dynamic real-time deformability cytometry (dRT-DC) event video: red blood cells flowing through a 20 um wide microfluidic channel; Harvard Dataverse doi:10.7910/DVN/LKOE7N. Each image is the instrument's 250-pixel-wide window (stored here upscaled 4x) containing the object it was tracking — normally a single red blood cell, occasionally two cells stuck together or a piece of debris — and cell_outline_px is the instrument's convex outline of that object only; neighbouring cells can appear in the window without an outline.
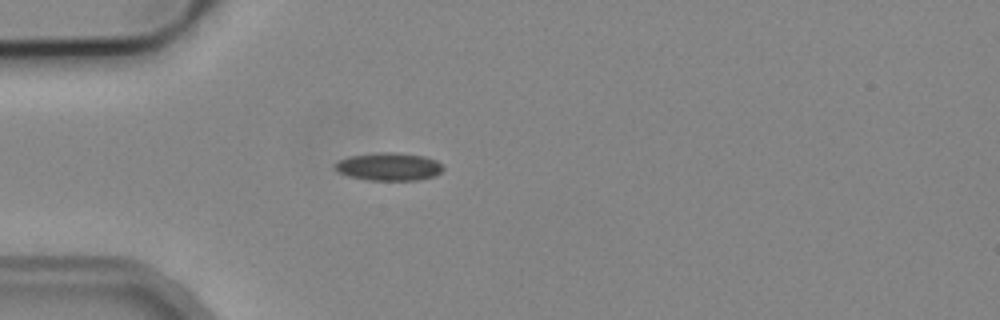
{"species": "common noctule bat (a hibernating species)", "species_latin": "Nyctalus noctula", "temperature_condition": "cold", "stored_images_in_passage": 2, "camera_frame_rate_fps": 3000, "um_per_image_px": 0.085, "animal": {"sex": "male", "body_mass_g": 19.2, "forearm_length_mm": 51.8}, "frame": {"image": 1, "passage_image": 1, "time_ms": 0.0, "image_size_px": [1000, 320], "cell_outline_px": [[444, 168], [436, 176], [416, 180], [368, 180], [348, 176], [336, 172], [332, 168], [332, 164], [348, 156], [384, 152], [396, 152], [424, 156], [436, 160]], "centroid_in_image_um": [33.0, 14.17], "position_along_channel_um": 52.0, "area_um2": 17.74}}